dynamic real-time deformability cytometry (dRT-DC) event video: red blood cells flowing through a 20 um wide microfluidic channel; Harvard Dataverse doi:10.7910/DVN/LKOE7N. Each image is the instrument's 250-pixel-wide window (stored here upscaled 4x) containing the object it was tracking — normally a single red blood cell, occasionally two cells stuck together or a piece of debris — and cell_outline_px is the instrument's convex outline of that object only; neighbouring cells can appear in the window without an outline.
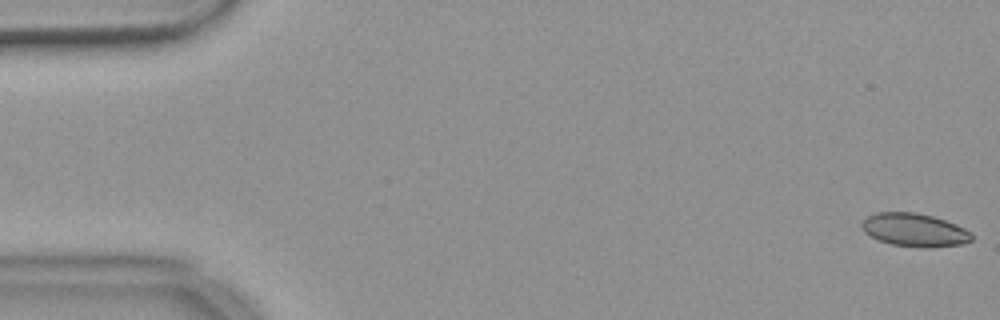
{"species": "common noctule bat (a hibernating species)", "species_latin": "Nyctalus noctula", "temperature_condition": "warm", "stored_images_in_passage": 55, "camera_frame_rate_fps": 3000, "um_per_image_px": 0.085, "animal": {"sex": "female", "body_mass_g": 18.4}, "frame": {"image": 1, "passage_image": 1, "time_ms": 0.0, "image_size_px": [1000, 320], "cell_outline_px": [[972, 240], [960, 244], [928, 248], [920, 248], [892, 244], [880, 240], [864, 232], [860, 224], [868, 216], [876, 212], [916, 212], [932, 216], [956, 224], [972, 232]], "centroid_in_image_um": [77.74, 19.54], "position_along_channel_um": 7.3, "area_um2": 21.21}}
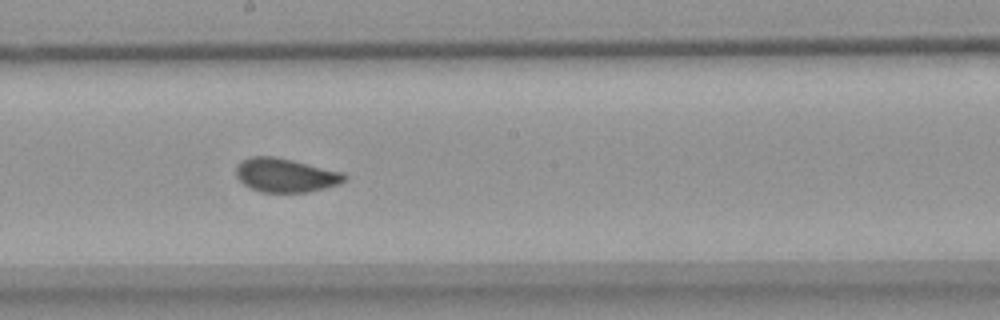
{"frame": {"image": 2, "passage_image": 30, "time_ms": 9.667, "image_size_px": [1000, 320], "cell_outline_px": [[348, 176], [340, 184], [308, 192], [260, 192], [244, 184], [236, 176], [236, 164], [252, 156], [276, 156], [344, 172]], "centroid_in_image_um": [24.29, 14.88], "position_along_channel_um": 223.9, "area_um2": 21.44}}
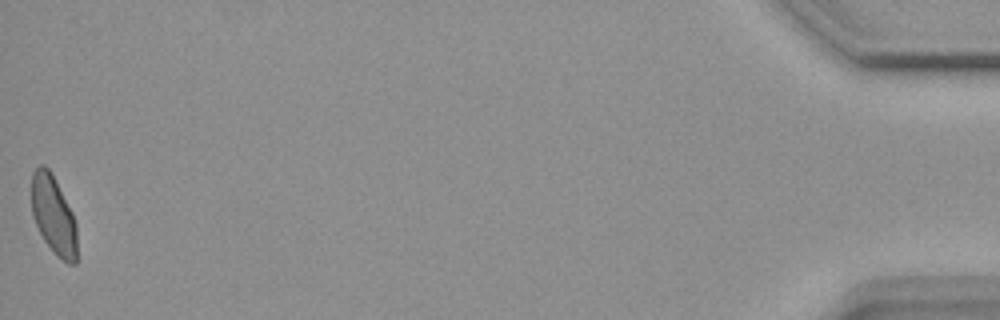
{"frame": {"image": 3, "passage_image": 55, "time_ms": 18.0, "image_size_px": [1000, 320], "cell_outline_px": [[76, 264], [68, 264], [56, 256], [44, 240], [32, 216], [32, 172], [40, 164], [44, 164], [48, 168], [72, 212], [76, 224]], "centroid_in_image_um": [4.54, 18.32], "position_along_channel_um": 430.7, "area_um2": 20.58}}